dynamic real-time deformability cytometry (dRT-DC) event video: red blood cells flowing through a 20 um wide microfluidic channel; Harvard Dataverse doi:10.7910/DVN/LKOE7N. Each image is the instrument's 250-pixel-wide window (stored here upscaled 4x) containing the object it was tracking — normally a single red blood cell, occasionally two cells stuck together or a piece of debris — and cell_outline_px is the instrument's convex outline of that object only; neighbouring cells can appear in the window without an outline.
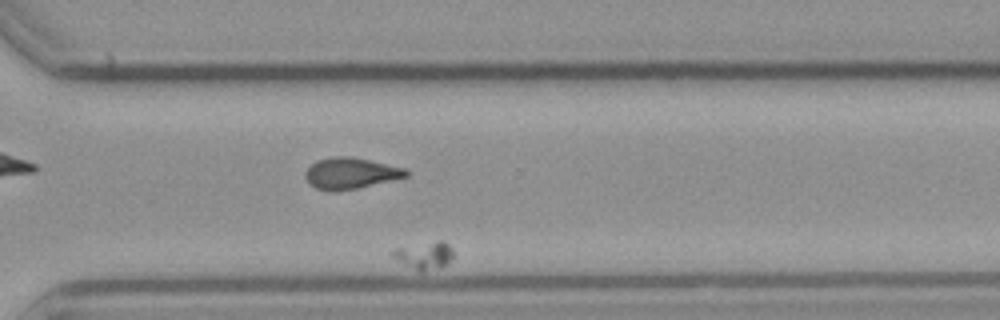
{"species": "common noctule bat (a hibernating species)", "species_latin": "Nyctalus noctula", "temperature_condition": "cold", "stored_images_in_passage": 39, "segment_of_instrument_passage": [2, 2], "camera_frame_rate_fps": 3000, "um_per_image_px": 0.085, "animal": {"sex": "male", "body_mass_g": 23.1, "forearm_length_mm": 52.7}, "frame": {"image": 1, "passage_image": 24, "time_ms": 7.667, "image_size_px": [1000, 320], "cell_outline_px": [[452, 260], [440, 268], [420, 272], [388, 256], [388, 252], [396, 248], [436, 240], [444, 240], [452, 248]], "centroid_in_image_um": [36.03, 21.7], "position_along_channel_um": 334.6, "area_um2": 10.0}}
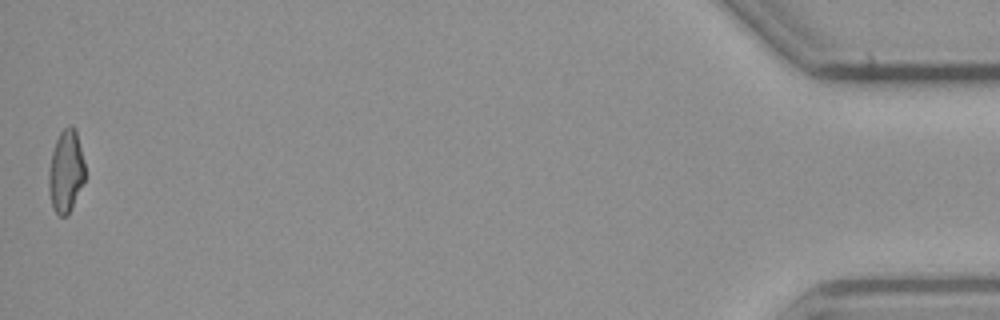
{"frame": {"image": 2, "passage_image": 39, "time_ms": 12.667, "image_size_px": [1000, 320], "cell_outline_px": [[84, 180], [68, 216], [60, 216], [52, 208], [48, 192], [48, 172], [52, 152], [56, 140], [60, 132], [68, 124], [72, 124], [76, 128], [84, 160]], "centroid_in_image_um": [5.59, 14.54], "position_along_channel_um": 429.6, "area_um2": 17.63}}